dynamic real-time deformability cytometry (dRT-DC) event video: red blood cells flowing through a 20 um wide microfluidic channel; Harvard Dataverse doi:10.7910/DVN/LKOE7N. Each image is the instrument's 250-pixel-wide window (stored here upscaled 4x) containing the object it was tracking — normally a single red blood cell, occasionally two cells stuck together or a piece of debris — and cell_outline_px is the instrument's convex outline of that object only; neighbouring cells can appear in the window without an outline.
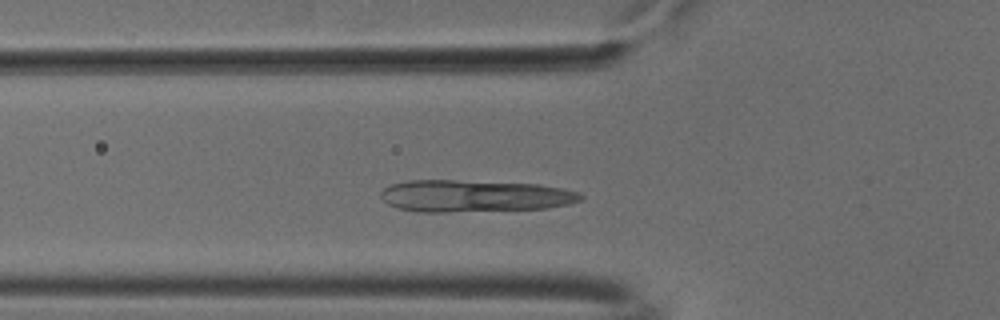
{"species": "common noctule bat (a hibernating species)", "species_latin": "Nyctalus noctula", "temperature_condition": "cold", "stored_images_in_passage": 37, "camera_frame_rate_fps": 3000, "um_per_image_px": 0.085, "animal": {"sex": "male", "body_mass_g": 18.8}, "frame": {"image": 1, "passage_image": 2, "time_ms": 0.333, "image_size_px": [1000, 320], "cell_outline_px": [[584, 196], [580, 200], [568, 204], [544, 208], [448, 212], [420, 212], [400, 208], [388, 204], [380, 196], [380, 192], [384, 188], [392, 184], [408, 180], [456, 180], [540, 184], [564, 188], [576, 192]], "centroid_in_image_um": [40.31, 16.65], "position_along_channel_um": 85.5, "area_um2": 37.17}}
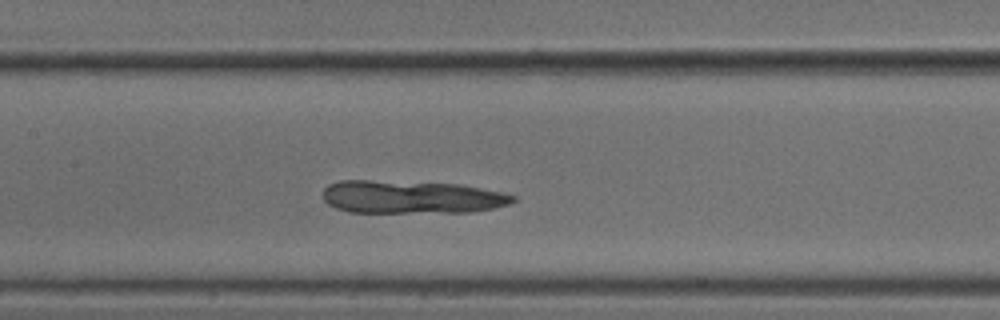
{"frame": {"image": 2, "passage_image": 9, "time_ms": 2.667, "image_size_px": [1000, 320], "cell_outline_px": [[516, 200], [508, 204], [496, 208], [472, 212], [348, 212], [336, 208], [328, 204], [324, 200], [324, 188], [328, 184], [340, 180], [368, 180], [460, 184], [500, 192], [516, 196]], "centroid_in_image_um": [34.96, 16.75], "position_along_channel_um": 172.4, "area_um2": 36.53}}
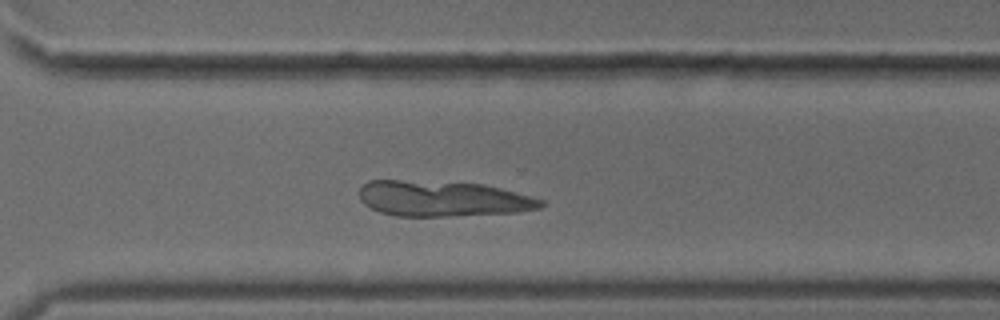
{"frame": {"image": 3, "passage_image": 22, "time_ms": 7.0, "image_size_px": [1000, 320], "cell_outline_px": [[544, 204], [540, 208], [516, 212], [448, 216], [396, 216], [380, 212], [364, 204], [360, 200], [360, 188], [368, 180], [400, 180], [484, 184], [500, 188], [544, 200]], "centroid_in_image_um": [37.61, 16.89], "position_along_channel_um": 333.0, "area_um2": 37.4}}